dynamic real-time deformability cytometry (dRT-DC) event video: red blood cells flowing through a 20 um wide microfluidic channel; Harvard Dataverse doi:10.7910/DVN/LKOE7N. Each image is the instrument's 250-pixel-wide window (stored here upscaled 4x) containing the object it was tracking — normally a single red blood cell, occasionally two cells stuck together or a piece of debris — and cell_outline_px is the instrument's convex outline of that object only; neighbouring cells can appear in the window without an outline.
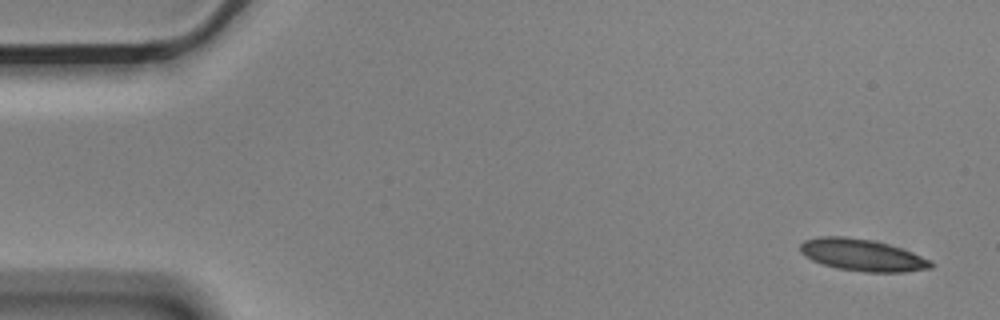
{"species": "Egyptian fruit bat (a non-hibernating species)", "species_latin": "Rousettus aegyptiacus", "temperature_condition": "cold", "stored_images_in_passage": 6, "camera_frame_rate_fps": 3000, "um_per_image_px": 0.085, "animal": {"sex": "male"}, "frame": {"image": 1, "passage_image": 1, "time_ms": 0.0, "image_size_px": [1000, 320], "cell_outline_px": [[932, 268], [904, 272], [864, 272], [836, 268], [812, 260], [804, 256], [800, 252], [800, 244], [804, 240], [820, 236], [844, 236], [872, 240], [888, 244], [912, 252], [932, 260]], "centroid_in_image_um": [73.28, 21.68], "position_along_channel_um": 11.7, "area_um2": 24.33}}
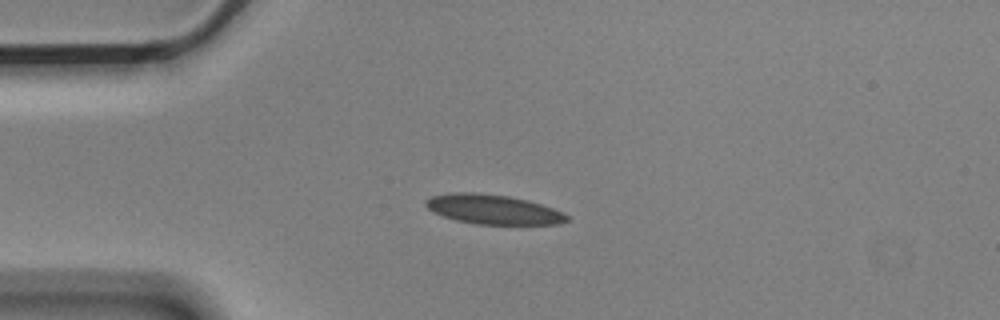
{"frame": {"image": 2, "passage_image": 4, "time_ms": 1.0, "image_size_px": [1000, 320], "cell_outline_px": [[568, 220], [560, 224], [476, 224], [456, 220], [432, 212], [424, 204], [424, 200], [432, 196], [456, 192], [476, 192], [508, 196], [528, 200], [552, 208], [568, 216]], "centroid_in_image_um": [41.87, 17.79], "position_along_channel_um": 43.1, "area_um2": 24.16}}
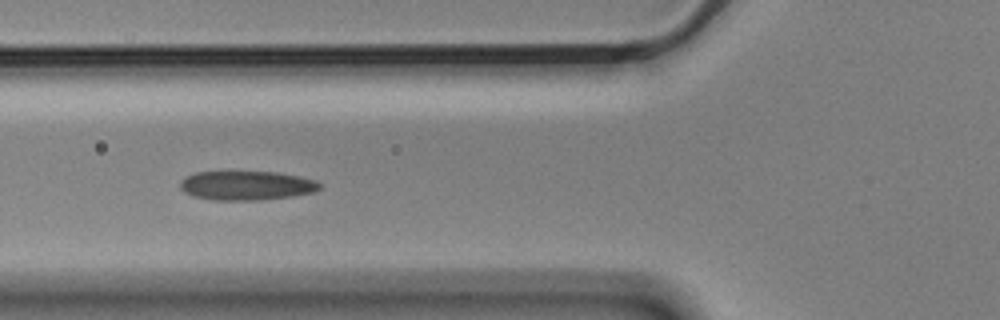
{"frame": {"image": 3, "passage_image": 6, "time_ms": 1.667, "image_size_px": [1000, 320], "cell_outline_px": [[320, 188], [312, 192], [292, 196], [260, 200], [212, 200], [192, 196], [184, 192], [180, 188], [180, 180], [184, 176], [196, 172], [276, 172], [300, 176], [316, 180], [320, 184]], "centroid_in_image_um": [20.91, 15.77], "position_along_channel_um": 104.9, "area_um2": 23.81}}